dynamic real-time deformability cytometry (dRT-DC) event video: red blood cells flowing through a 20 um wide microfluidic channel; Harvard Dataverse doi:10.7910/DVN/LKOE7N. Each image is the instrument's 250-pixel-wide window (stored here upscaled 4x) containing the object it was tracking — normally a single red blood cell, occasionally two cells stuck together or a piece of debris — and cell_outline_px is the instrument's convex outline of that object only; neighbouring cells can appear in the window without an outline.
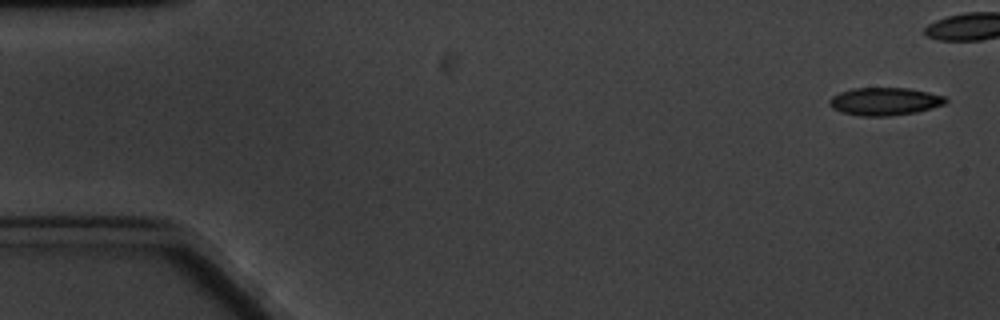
{"species": "common noctule bat (a hibernating species)", "species_latin": "Nyctalus noctula", "temperature_condition": "cold", "stored_images_in_passage": 7, "camera_frame_rate_fps": 3000, "um_per_image_px": 0.085, "animal": {"sex": "male", "body_mass_g": 20.1, "forearm_length_mm": 53.5}, "frame": {"image": 1, "passage_image": 1, "time_ms": 0.0, "image_size_px": [1000, 320], "cell_outline_px": [[948, 100], [944, 104], [916, 112], [888, 116], [860, 116], [840, 112], [832, 108], [828, 104], [828, 100], [832, 96], [840, 92], [852, 88], [908, 88], [928, 92], [944, 96]], "centroid_in_image_um": [75.15, 8.62], "position_along_channel_um": 9.9, "area_um2": 18.84}}